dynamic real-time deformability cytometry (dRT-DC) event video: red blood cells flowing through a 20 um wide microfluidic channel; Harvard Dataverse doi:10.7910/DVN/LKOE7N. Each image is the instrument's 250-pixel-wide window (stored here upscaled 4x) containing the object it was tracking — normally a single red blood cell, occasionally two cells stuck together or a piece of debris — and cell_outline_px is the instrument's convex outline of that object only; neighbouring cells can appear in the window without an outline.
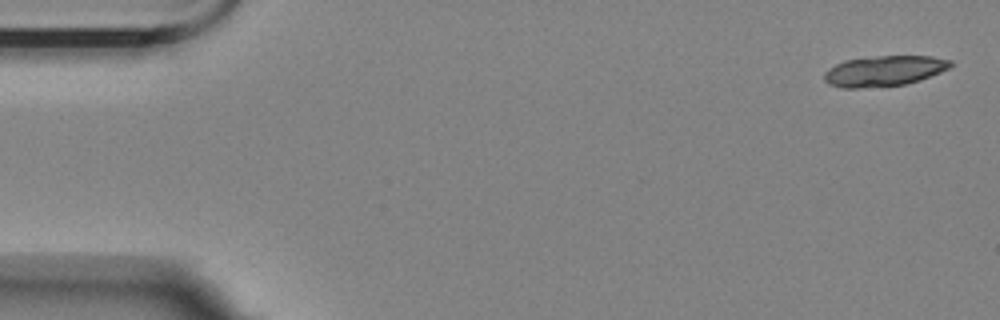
{"species": "Egyptian fruit bat (a non-hibernating species)", "species_latin": "Rousettus aegyptiacus", "temperature_condition": "room temperature", "stored_images_in_passage": 4, "camera_frame_rate_fps": 3000, "um_per_image_px": 0.085, "animal": {"sex": "female"}, "frame": {"image": 1, "passage_image": 1, "time_ms": 0.0, "image_size_px": [1000, 320], "cell_outline_px": [[952, 64], [948, 68], [940, 72], [920, 80], [904, 84], [860, 88], [840, 88], [828, 84], [824, 80], [824, 72], [828, 68], [844, 60], [880, 56], [932, 56], [952, 60]], "centroid_in_image_um": [75.12, 6.03], "position_along_channel_um": 9.9, "area_um2": 22.37}}